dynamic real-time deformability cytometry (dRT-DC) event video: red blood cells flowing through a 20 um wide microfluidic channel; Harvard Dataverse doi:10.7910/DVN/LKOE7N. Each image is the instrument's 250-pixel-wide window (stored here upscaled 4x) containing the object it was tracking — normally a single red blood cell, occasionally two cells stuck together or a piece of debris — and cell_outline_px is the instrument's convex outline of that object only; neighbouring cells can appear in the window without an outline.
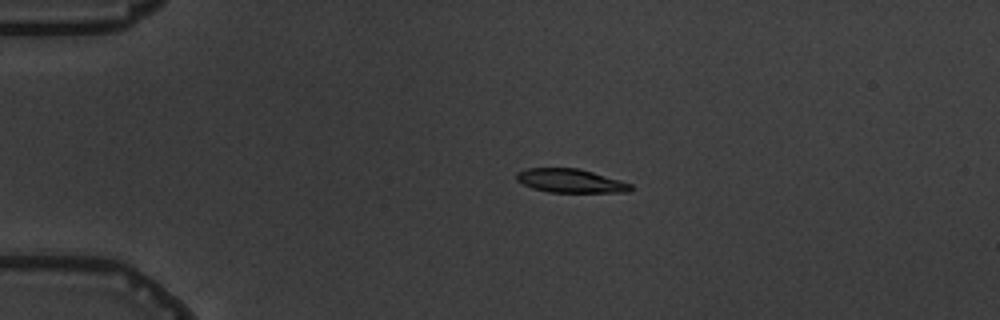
{"species": "common noctule bat (a hibernating species)", "species_latin": "Nyctalus noctula", "temperature_condition": "warm", "stored_images_in_passage": 9, "camera_frame_rate_fps": 3000, "um_per_image_px": 0.085, "animal": {"sex": "male", "body_mass_g": 19.5, "forearm_length_mm": 54.6}, "frame": {"image": 1, "passage_image": 4, "time_ms": 3.667, "image_size_px": [1000, 320], "cell_outline_px": [[632, 188], [628, 192], [548, 192], [532, 188], [516, 180], [516, 172], [528, 168], [580, 168], [620, 180], [632, 184]], "centroid_in_image_um": [48.48, 15.36], "position_along_channel_um": 36.5, "area_um2": 15.78}}
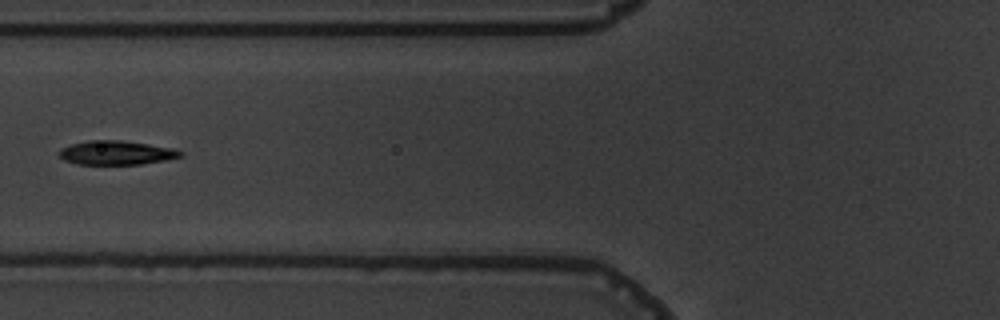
{"frame": {"image": 2, "passage_image": 7, "time_ms": 7.0, "image_size_px": [1000, 320], "cell_outline_px": [[184, 156], [164, 160], [140, 164], [76, 164], [64, 160], [60, 156], [60, 148], [72, 144], [88, 140], [120, 140], [148, 144], [172, 148], [184, 152]], "centroid_in_image_um": [9.89, 12.98], "position_along_channel_um": 115.9, "area_um2": 16.88}}
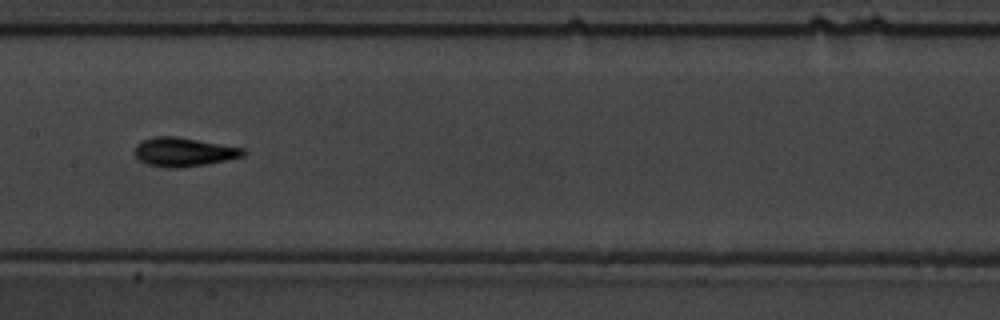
{"frame": {"image": 3, "passage_image": 9, "time_ms": 9.0, "image_size_px": [1000, 320], "cell_outline_px": [[248, 152], [244, 156], [204, 164], [180, 168], [164, 168], [148, 164], [140, 160], [132, 152], [136, 144], [144, 140], [156, 136], [176, 136], [244, 148]], "centroid_in_image_um": [15.59, 12.92], "position_along_channel_um": 191.8, "area_um2": 18.26}}